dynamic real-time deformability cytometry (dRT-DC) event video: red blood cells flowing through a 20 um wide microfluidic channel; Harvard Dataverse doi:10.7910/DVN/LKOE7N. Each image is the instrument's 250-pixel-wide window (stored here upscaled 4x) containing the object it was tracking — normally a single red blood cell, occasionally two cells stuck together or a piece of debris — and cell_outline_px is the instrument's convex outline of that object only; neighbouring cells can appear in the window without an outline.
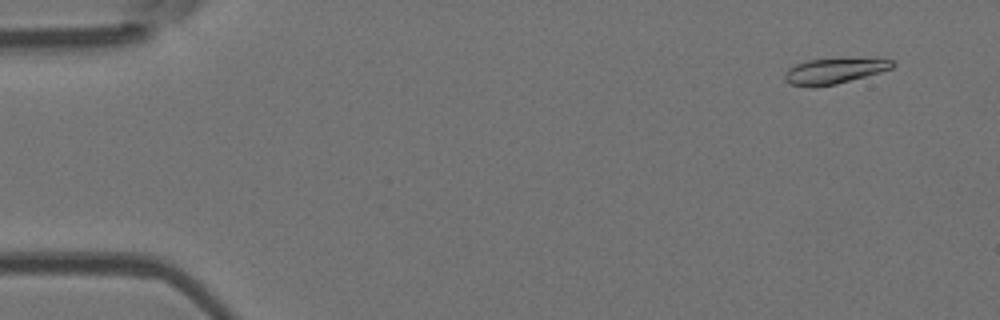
{"species": "Egyptian fruit bat (a non-hibernating species)", "species_latin": "Rousettus aegyptiacus", "temperature_condition": "room temperature", "stored_images_in_passage": 10, "camera_frame_rate_fps": 3000, "um_per_image_px": 0.085, "animal": {"sex": "female"}, "frame": {"image": 1, "passage_image": 4, "time_ms": 1.0, "image_size_px": [1000, 320], "cell_outline_px": [[896, 64], [892, 68], [880, 72], [836, 84], [792, 84], [784, 80], [784, 76], [788, 68], [796, 64], [808, 60], [892, 60]], "centroid_in_image_um": [70.9, 6.02], "position_along_channel_um": 14.1, "area_um2": 14.74}}